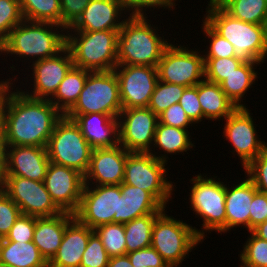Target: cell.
I'll list each match as a JSON object with an SVG mask.
<instances>
[{
	"instance_id": "obj_23",
	"label": "cell",
	"mask_w": 267,
	"mask_h": 267,
	"mask_svg": "<svg viewBox=\"0 0 267 267\" xmlns=\"http://www.w3.org/2000/svg\"><path fill=\"white\" fill-rule=\"evenodd\" d=\"M94 232L75 217L66 225L64 236L56 255L48 267H79L90 235Z\"/></svg>"
},
{
	"instance_id": "obj_29",
	"label": "cell",
	"mask_w": 267,
	"mask_h": 267,
	"mask_svg": "<svg viewBox=\"0 0 267 267\" xmlns=\"http://www.w3.org/2000/svg\"><path fill=\"white\" fill-rule=\"evenodd\" d=\"M91 71L72 66L49 101L65 115L77 102Z\"/></svg>"
},
{
	"instance_id": "obj_20",
	"label": "cell",
	"mask_w": 267,
	"mask_h": 267,
	"mask_svg": "<svg viewBox=\"0 0 267 267\" xmlns=\"http://www.w3.org/2000/svg\"><path fill=\"white\" fill-rule=\"evenodd\" d=\"M127 11L123 0H90L78 19L66 31L120 30Z\"/></svg>"
},
{
	"instance_id": "obj_52",
	"label": "cell",
	"mask_w": 267,
	"mask_h": 267,
	"mask_svg": "<svg viewBox=\"0 0 267 267\" xmlns=\"http://www.w3.org/2000/svg\"><path fill=\"white\" fill-rule=\"evenodd\" d=\"M6 145L2 130L0 131V183L5 172Z\"/></svg>"
},
{
	"instance_id": "obj_42",
	"label": "cell",
	"mask_w": 267,
	"mask_h": 267,
	"mask_svg": "<svg viewBox=\"0 0 267 267\" xmlns=\"http://www.w3.org/2000/svg\"><path fill=\"white\" fill-rule=\"evenodd\" d=\"M21 211L18 205L0 188V236L5 238Z\"/></svg>"
},
{
	"instance_id": "obj_34",
	"label": "cell",
	"mask_w": 267,
	"mask_h": 267,
	"mask_svg": "<svg viewBox=\"0 0 267 267\" xmlns=\"http://www.w3.org/2000/svg\"><path fill=\"white\" fill-rule=\"evenodd\" d=\"M222 8L236 19L262 25L267 12V0H228Z\"/></svg>"
},
{
	"instance_id": "obj_25",
	"label": "cell",
	"mask_w": 267,
	"mask_h": 267,
	"mask_svg": "<svg viewBox=\"0 0 267 267\" xmlns=\"http://www.w3.org/2000/svg\"><path fill=\"white\" fill-rule=\"evenodd\" d=\"M257 188L246 178L233 188L225 184L226 232L241 225L249 231L251 202Z\"/></svg>"
},
{
	"instance_id": "obj_35",
	"label": "cell",
	"mask_w": 267,
	"mask_h": 267,
	"mask_svg": "<svg viewBox=\"0 0 267 267\" xmlns=\"http://www.w3.org/2000/svg\"><path fill=\"white\" fill-rule=\"evenodd\" d=\"M109 257L126 255L125 227L121 223H108L94 229Z\"/></svg>"
},
{
	"instance_id": "obj_11",
	"label": "cell",
	"mask_w": 267,
	"mask_h": 267,
	"mask_svg": "<svg viewBox=\"0 0 267 267\" xmlns=\"http://www.w3.org/2000/svg\"><path fill=\"white\" fill-rule=\"evenodd\" d=\"M199 53L194 48L170 44L157 66L159 80L185 87L200 83L205 79V68L204 57Z\"/></svg>"
},
{
	"instance_id": "obj_3",
	"label": "cell",
	"mask_w": 267,
	"mask_h": 267,
	"mask_svg": "<svg viewBox=\"0 0 267 267\" xmlns=\"http://www.w3.org/2000/svg\"><path fill=\"white\" fill-rule=\"evenodd\" d=\"M146 16H128L118 33L117 65L157 67L171 44L158 34ZM154 26V27H153ZM153 27V28H152Z\"/></svg>"
},
{
	"instance_id": "obj_22",
	"label": "cell",
	"mask_w": 267,
	"mask_h": 267,
	"mask_svg": "<svg viewBox=\"0 0 267 267\" xmlns=\"http://www.w3.org/2000/svg\"><path fill=\"white\" fill-rule=\"evenodd\" d=\"M73 120L93 149L119 145L118 118L102 113H90L78 115Z\"/></svg>"
},
{
	"instance_id": "obj_41",
	"label": "cell",
	"mask_w": 267,
	"mask_h": 267,
	"mask_svg": "<svg viewBox=\"0 0 267 267\" xmlns=\"http://www.w3.org/2000/svg\"><path fill=\"white\" fill-rule=\"evenodd\" d=\"M202 29L207 38L210 39V47L206 54H202L204 58H228L234 57V46L226 39L218 34L205 20Z\"/></svg>"
},
{
	"instance_id": "obj_50",
	"label": "cell",
	"mask_w": 267,
	"mask_h": 267,
	"mask_svg": "<svg viewBox=\"0 0 267 267\" xmlns=\"http://www.w3.org/2000/svg\"><path fill=\"white\" fill-rule=\"evenodd\" d=\"M250 206L249 231L267 220V194L257 191Z\"/></svg>"
},
{
	"instance_id": "obj_8",
	"label": "cell",
	"mask_w": 267,
	"mask_h": 267,
	"mask_svg": "<svg viewBox=\"0 0 267 267\" xmlns=\"http://www.w3.org/2000/svg\"><path fill=\"white\" fill-rule=\"evenodd\" d=\"M215 178L199 174L190 180V207L203 219L202 230H195L202 240L207 231L226 233L225 184Z\"/></svg>"
},
{
	"instance_id": "obj_48",
	"label": "cell",
	"mask_w": 267,
	"mask_h": 267,
	"mask_svg": "<svg viewBox=\"0 0 267 267\" xmlns=\"http://www.w3.org/2000/svg\"><path fill=\"white\" fill-rule=\"evenodd\" d=\"M129 16H146L144 12L149 7L153 9L157 7L168 8L170 10L173 6H176V0H123ZM145 8V10H144ZM130 11H132L130 13Z\"/></svg>"
},
{
	"instance_id": "obj_12",
	"label": "cell",
	"mask_w": 267,
	"mask_h": 267,
	"mask_svg": "<svg viewBox=\"0 0 267 267\" xmlns=\"http://www.w3.org/2000/svg\"><path fill=\"white\" fill-rule=\"evenodd\" d=\"M121 194L120 185L84 184L79 207L74 217L93 230L104 224L118 223Z\"/></svg>"
},
{
	"instance_id": "obj_49",
	"label": "cell",
	"mask_w": 267,
	"mask_h": 267,
	"mask_svg": "<svg viewBox=\"0 0 267 267\" xmlns=\"http://www.w3.org/2000/svg\"><path fill=\"white\" fill-rule=\"evenodd\" d=\"M62 26L70 27L88 6L90 0H60Z\"/></svg>"
},
{
	"instance_id": "obj_6",
	"label": "cell",
	"mask_w": 267,
	"mask_h": 267,
	"mask_svg": "<svg viewBox=\"0 0 267 267\" xmlns=\"http://www.w3.org/2000/svg\"><path fill=\"white\" fill-rule=\"evenodd\" d=\"M130 152L127 155L123 183L149 192L163 207L173 195L174 186L167 177L166 154ZM172 193V194H171Z\"/></svg>"
},
{
	"instance_id": "obj_45",
	"label": "cell",
	"mask_w": 267,
	"mask_h": 267,
	"mask_svg": "<svg viewBox=\"0 0 267 267\" xmlns=\"http://www.w3.org/2000/svg\"><path fill=\"white\" fill-rule=\"evenodd\" d=\"M193 124L203 120V111L198 100V84L186 87L178 102Z\"/></svg>"
},
{
	"instance_id": "obj_38",
	"label": "cell",
	"mask_w": 267,
	"mask_h": 267,
	"mask_svg": "<svg viewBox=\"0 0 267 267\" xmlns=\"http://www.w3.org/2000/svg\"><path fill=\"white\" fill-rule=\"evenodd\" d=\"M243 62L235 57L204 58L205 79L221 84Z\"/></svg>"
},
{
	"instance_id": "obj_24",
	"label": "cell",
	"mask_w": 267,
	"mask_h": 267,
	"mask_svg": "<svg viewBox=\"0 0 267 267\" xmlns=\"http://www.w3.org/2000/svg\"><path fill=\"white\" fill-rule=\"evenodd\" d=\"M74 214L62 212L52 217H37L33 240L41 256L49 263L62 242L66 225Z\"/></svg>"
},
{
	"instance_id": "obj_43",
	"label": "cell",
	"mask_w": 267,
	"mask_h": 267,
	"mask_svg": "<svg viewBox=\"0 0 267 267\" xmlns=\"http://www.w3.org/2000/svg\"><path fill=\"white\" fill-rule=\"evenodd\" d=\"M245 173L258 191L267 194V148L252 160L245 168Z\"/></svg>"
},
{
	"instance_id": "obj_46",
	"label": "cell",
	"mask_w": 267,
	"mask_h": 267,
	"mask_svg": "<svg viewBox=\"0 0 267 267\" xmlns=\"http://www.w3.org/2000/svg\"><path fill=\"white\" fill-rule=\"evenodd\" d=\"M126 255L134 267H170L152 246L127 253Z\"/></svg>"
},
{
	"instance_id": "obj_10",
	"label": "cell",
	"mask_w": 267,
	"mask_h": 267,
	"mask_svg": "<svg viewBox=\"0 0 267 267\" xmlns=\"http://www.w3.org/2000/svg\"><path fill=\"white\" fill-rule=\"evenodd\" d=\"M196 228L183 220L168 216L165 211L155 220L151 246L164 258L170 267H178L186 256L203 240Z\"/></svg>"
},
{
	"instance_id": "obj_39",
	"label": "cell",
	"mask_w": 267,
	"mask_h": 267,
	"mask_svg": "<svg viewBox=\"0 0 267 267\" xmlns=\"http://www.w3.org/2000/svg\"><path fill=\"white\" fill-rule=\"evenodd\" d=\"M23 20L19 0H0V43Z\"/></svg>"
},
{
	"instance_id": "obj_32",
	"label": "cell",
	"mask_w": 267,
	"mask_h": 267,
	"mask_svg": "<svg viewBox=\"0 0 267 267\" xmlns=\"http://www.w3.org/2000/svg\"><path fill=\"white\" fill-rule=\"evenodd\" d=\"M161 214H147L125 223L126 254L151 246L155 220Z\"/></svg>"
},
{
	"instance_id": "obj_37",
	"label": "cell",
	"mask_w": 267,
	"mask_h": 267,
	"mask_svg": "<svg viewBox=\"0 0 267 267\" xmlns=\"http://www.w3.org/2000/svg\"><path fill=\"white\" fill-rule=\"evenodd\" d=\"M240 255V267H267V241L252 231Z\"/></svg>"
},
{
	"instance_id": "obj_31",
	"label": "cell",
	"mask_w": 267,
	"mask_h": 267,
	"mask_svg": "<svg viewBox=\"0 0 267 267\" xmlns=\"http://www.w3.org/2000/svg\"><path fill=\"white\" fill-rule=\"evenodd\" d=\"M188 129H180L165 125L158 121L154 134L153 146L163 150L164 153L179 154L187 152L195 146L190 137ZM156 147H155V146Z\"/></svg>"
},
{
	"instance_id": "obj_4",
	"label": "cell",
	"mask_w": 267,
	"mask_h": 267,
	"mask_svg": "<svg viewBox=\"0 0 267 267\" xmlns=\"http://www.w3.org/2000/svg\"><path fill=\"white\" fill-rule=\"evenodd\" d=\"M207 7L204 20L234 46L235 58L242 62L264 63L267 58V42L262 25L236 19L222 7Z\"/></svg>"
},
{
	"instance_id": "obj_9",
	"label": "cell",
	"mask_w": 267,
	"mask_h": 267,
	"mask_svg": "<svg viewBox=\"0 0 267 267\" xmlns=\"http://www.w3.org/2000/svg\"><path fill=\"white\" fill-rule=\"evenodd\" d=\"M46 149L50 162L87 172L93 148L74 120L63 115L57 121Z\"/></svg>"
},
{
	"instance_id": "obj_53",
	"label": "cell",
	"mask_w": 267,
	"mask_h": 267,
	"mask_svg": "<svg viewBox=\"0 0 267 267\" xmlns=\"http://www.w3.org/2000/svg\"><path fill=\"white\" fill-rule=\"evenodd\" d=\"M257 237L267 241V220L251 230Z\"/></svg>"
},
{
	"instance_id": "obj_16",
	"label": "cell",
	"mask_w": 267,
	"mask_h": 267,
	"mask_svg": "<svg viewBox=\"0 0 267 267\" xmlns=\"http://www.w3.org/2000/svg\"><path fill=\"white\" fill-rule=\"evenodd\" d=\"M250 114L247 108H237L225 119L223 128V135L233 145L243 168L267 148V143L257 136L256 124Z\"/></svg>"
},
{
	"instance_id": "obj_44",
	"label": "cell",
	"mask_w": 267,
	"mask_h": 267,
	"mask_svg": "<svg viewBox=\"0 0 267 267\" xmlns=\"http://www.w3.org/2000/svg\"><path fill=\"white\" fill-rule=\"evenodd\" d=\"M37 217L20 214L10 232L4 238L12 242H30L33 240Z\"/></svg>"
},
{
	"instance_id": "obj_33",
	"label": "cell",
	"mask_w": 267,
	"mask_h": 267,
	"mask_svg": "<svg viewBox=\"0 0 267 267\" xmlns=\"http://www.w3.org/2000/svg\"><path fill=\"white\" fill-rule=\"evenodd\" d=\"M25 20L51 22L62 26L60 0H19Z\"/></svg>"
},
{
	"instance_id": "obj_21",
	"label": "cell",
	"mask_w": 267,
	"mask_h": 267,
	"mask_svg": "<svg viewBox=\"0 0 267 267\" xmlns=\"http://www.w3.org/2000/svg\"><path fill=\"white\" fill-rule=\"evenodd\" d=\"M49 163L46 147L6 146L4 175L43 182Z\"/></svg>"
},
{
	"instance_id": "obj_13",
	"label": "cell",
	"mask_w": 267,
	"mask_h": 267,
	"mask_svg": "<svg viewBox=\"0 0 267 267\" xmlns=\"http://www.w3.org/2000/svg\"><path fill=\"white\" fill-rule=\"evenodd\" d=\"M0 188L18 205L21 214L52 217L62 213L51 199L44 182L4 175Z\"/></svg>"
},
{
	"instance_id": "obj_27",
	"label": "cell",
	"mask_w": 267,
	"mask_h": 267,
	"mask_svg": "<svg viewBox=\"0 0 267 267\" xmlns=\"http://www.w3.org/2000/svg\"><path fill=\"white\" fill-rule=\"evenodd\" d=\"M198 100L202 107L203 118L207 120L226 119L237 109L221 89L220 84L206 79L198 83Z\"/></svg>"
},
{
	"instance_id": "obj_54",
	"label": "cell",
	"mask_w": 267,
	"mask_h": 267,
	"mask_svg": "<svg viewBox=\"0 0 267 267\" xmlns=\"http://www.w3.org/2000/svg\"><path fill=\"white\" fill-rule=\"evenodd\" d=\"M228 0H210L208 5L222 7Z\"/></svg>"
},
{
	"instance_id": "obj_55",
	"label": "cell",
	"mask_w": 267,
	"mask_h": 267,
	"mask_svg": "<svg viewBox=\"0 0 267 267\" xmlns=\"http://www.w3.org/2000/svg\"><path fill=\"white\" fill-rule=\"evenodd\" d=\"M262 27H263L264 37H265V40L267 42V12H266V15L264 17V21L262 23Z\"/></svg>"
},
{
	"instance_id": "obj_17",
	"label": "cell",
	"mask_w": 267,
	"mask_h": 267,
	"mask_svg": "<svg viewBox=\"0 0 267 267\" xmlns=\"http://www.w3.org/2000/svg\"><path fill=\"white\" fill-rule=\"evenodd\" d=\"M43 182L51 199L62 212L74 214L77 211L84 187L82 173L50 162Z\"/></svg>"
},
{
	"instance_id": "obj_7",
	"label": "cell",
	"mask_w": 267,
	"mask_h": 267,
	"mask_svg": "<svg viewBox=\"0 0 267 267\" xmlns=\"http://www.w3.org/2000/svg\"><path fill=\"white\" fill-rule=\"evenodd\" d=\"M122 109L114 70L95 71L88 74L77 102L65 116L73 120L78 115L102 113L118 118Z\"/></svg>"
},
{
	"instance_id": "obj_28",
	"label": "cell",
	"mask_w": 267,
	"mask_h": 267,
	"mask_svg": "<svg viewBox=\"0 0 267 267\" xmlns=\"http://www.w3.org/2000/svg\"><path fill=\"white\" fill-rule=\"evenodd\" d=\"M0 263L10 267H48L39 249L32 242H12L2 239Z\"/></svg>"
},
{
	"instance_id": "obj_2",
	"label": "cell",
	"mask_w": 267,
	"mask_h": 267,
	"mask_svg": "<svg viewBox=\"0 0 267 267\" xmlns=\"http://www.w3.org/2000/svg\"><path fill=\"white\" fill-rule=\"evenodd\" d=\"M65 33L66 28L58 24L24 19L0 43V55L11 53L35 61L51 58L66 47Z\"/></svg>"
},
{
	"instance_id": "obj_18",
	"label": "cell",
	"mask_w": 267,
	"mask_h": 267,
	"mask_svg": "<svg viewBox=\"0 0 267 267\" xmlns=\"http://www.w3.org/2000/svg\"><path fill=\"white\" fill-rule=\"evenodd\" d=\"M31 66L34 79L33 90L30 93L23 90L22 92L34 99H49L55 94L59 84L73 66V59L70 50L65 47L56 56L33 61Z\"/></svg>"
},
{
	"instance_id": "obj_56",
	"label": "cell",
	"mask_w": 267,
	"mask_h": 267,
	"mask_svg": "<svg viewBox=\"0 0 267 267\" xmlns=\"http://www.w3.org/2000/svg\"><path fill=\"white\" fill-rule=\"evenodd\" d=\"M0 267H10V266L0 263Z\"/></svg>"
},
{
	"instance_id": "obj_51",
	"label": "cell",
	"mask_w": 267,
	"mask_h": 267,
	"mask_svg": "<svg viewBox=\"0 0 267 267\" xmlns=\"http://www.w3.org/2000/svg\"><path fill=\"white\" fill-rule=\"evenodd\" d=\"M108 267H134L127 255L110 257Z\"/></svg>"
},
{
	"instance_id": "obj_5",
	"label": "cell",
	"mask_w": 267,
	"mask_h": 267,
	"mask_svg": "<svg viewBox=\"0 0 267 267\" xmlns=\"http://www.w3.org/2000/svg\"><path fill=\"white\" fill-rule=\"evenodd\" d=\"M118 33L119 30L66 31V47L71 52L73 65L91 72L114 70Z\"/></svg>"
},
{
	"instance_id": "obj_1",
	"label": "cell",
	"mask_w": 267,
	"mask_h": 267,
	"mask_svg": "<svg viewBox=\"0 0 267 267\" xmlns=\"http://www.w3.org/2000/svg\"><path fill=\"white\" fill-rule=\"evenodd\" d=\"M12 78L0 81L1 130L6 146L46 147L63 114L49 99H34L11 91ZM11 85V86H10Z\"/></svg>"
},
{
	"instance_id": "obj_40",
	"label": "cell",
	"mask_w": 267,
	"mask_h": 267,
	"mask_svg": "<svg viewBox=\"0 0 267 267\" xmlns=\"http://www.w3.org/2000/svg\"><path fill=\"white\" fill-rule=\"evenodd\" d=\"M109 258L100 237L94 231L90 235L79 267H108Z\"/></svg>"
},
{
	"instance_id": "obj_47",
	"label": "cell",
	"mask_w": 267,
	"mask_h": 267,
	"mask_svg": "<svg viewBox=\"0 0 267 267\" xmlns=\"http://www.w3.org/2000/svg\"><path fill=\"white\" fill-rule=\"evenodd\" d=\"M158 120L160 123L180 129H187L193 123L179 103L171 105L162 112Z\"/></svg>"
},
{
	"instance_id": "obj_14",
	"label": "cell",
	"mask_w": 267,
	"mask_h": 267,
	"mask_svg": "<svg viewBox=\"0 0 267 267\" xmlns=\"http://www.w3.org/2000/svg\"><path fill=\"white\" fill-rule=\"evenodd\" d=\"M119 120V145L128 152L150 153L158 116L148 107L122 109ZM151 147V148H150Z\"/></svg>"
},
{
	"instance_id": "obj_19",
	"label": "cell",
	"mask_w": 267,
	"mask_h": 267,
	"mask_svg": "<svg viewBox=\"0 0 267 267\" xmlns=\"http://www.w3.org/2000/svg\"><path fill=\"white\" fill-rule=\"evenodd\" d=\"M129 153L121 145L93 149L89 167L84 174V184L120 185L123 183L125 164Z\"/></svg>"
},
{
	"instance_id": "obj_26",
	"label": "cell",
	"mask_w": 267,
	"mask_h": 267,
	"mask_svg": "<svg viewBox=\"0 0 267 267\" xmlns=\"http://www.w3.org/2000/svg\"><path fill=\"white\" fill-rule=\"evenodd\" d=\"M118 223L125 224L147 214H162L163 207L149 192L129 184H120Z\"/></svg>"
},
{
	"instance_id": "obj_36",
	"label": "cell",
	"mask_w": 267,
	"mask_h": 267,
	"mask_svg": "<svg viewBox=\"0 0 267 267\" xmlns=\"http://www.w3.org/2000/svg\"><path fill=\"white\" fill-rule=\"evenodd\" d=\"M185 88V86L170 84L158 80L154 92L151 95L148 108L159 116L171 105L179 102Z\"/></svg>"
},
{
	"instance_id": "obj_30",
	"label": "cell",
	"mask_w": 267,
	"mask_h": 267,
	"mask_svg": "<svg viewBox=\"0 0 267 267\" xmlns=\"http://www.w3.org/2000/svg\"><path fill=\"white\" fill-rule=\"evenodd\" d=\"M257 64L261 63L243 62L220 84L221 89L237 108H246L241 99L258 77V73L255 72Z\"/></svg>"
},
{
	"instance_id": "obj_15",
	"label": "cell",
	"mask_w": 267,
	"mask_h": 267,
	"mask_svg": "<svg viewBox=\"0 0 267 267\" xmlns=\"http://www.w3.org/2000/svg\"><path fill=\"white\" fill-rule=\"evenodd\" d=\"M114 72L119 82L122 108L148 107L159 80L157 67L117 65Z\"/></svg>"
},
{
	"instance_id": "obj_57",
	"label": "cell",
	"mask_w": 267,
	"mask_h": 267,
	"mask_svg": "<svg viewBox=\"0 0 267 267\" xmlns=\"http://www.w3.org/2000/svg\"><path fill=\"white\" fill-rule=\"evenodd\" d=\"M0 131H1V114H0Z\"/></svg>"
}]
</instances>
